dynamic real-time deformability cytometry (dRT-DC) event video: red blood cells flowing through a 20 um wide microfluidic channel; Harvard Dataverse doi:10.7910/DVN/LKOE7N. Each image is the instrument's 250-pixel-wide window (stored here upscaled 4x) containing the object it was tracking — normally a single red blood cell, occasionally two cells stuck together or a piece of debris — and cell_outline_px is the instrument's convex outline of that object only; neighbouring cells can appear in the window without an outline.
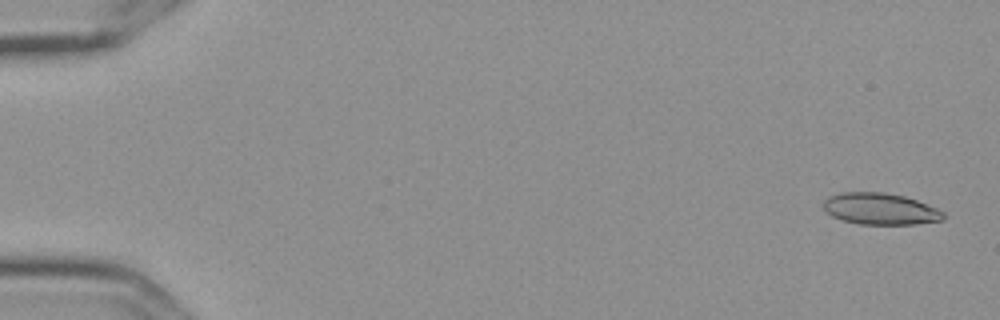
{"species": "Egyptian fruit bat (a non-hibernating species)", "species_latin": "Rousettus aegyptiacus", "temperature_condition": "cold", "stored_images_in_passage": 10, "camera_frame_rate_fps": 3000, "um_per_image_px": 0.085, "frame": {"image": 1, "passage_image": 2, "time_ms": 0.333, "image_size_px": [1000, 320], "cell_outline_px": [[944, 220], [916, 224], [860, 224], [844, 220], [832, 216], [824, 208], [824, 200], [828, 196], [840, 192], [884, 192], [904, 196], [916, 200], [936, 208], [944, 212]], "centroid_in_image_um": [74.83, 17.75], "position_along_channel_um": 10.2, "area_um2": 21.96}}